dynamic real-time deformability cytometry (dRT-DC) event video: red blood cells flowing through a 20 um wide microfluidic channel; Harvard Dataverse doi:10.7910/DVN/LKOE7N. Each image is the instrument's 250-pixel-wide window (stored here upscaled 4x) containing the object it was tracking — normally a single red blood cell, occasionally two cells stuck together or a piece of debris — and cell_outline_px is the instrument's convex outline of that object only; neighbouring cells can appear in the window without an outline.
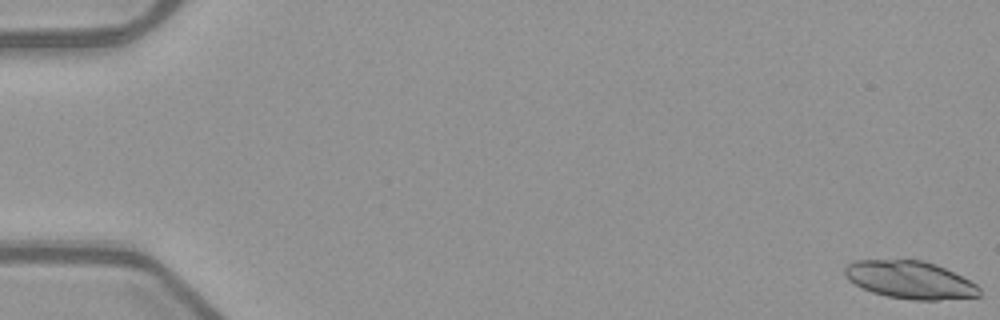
{"species": "common noctule bat (a hibernating species)", "species_latin": "Nyctalus noctula", "temperature_condition": "warm", "stored_images_in_passage": 24, "camera_frame_rate_fps": 3000, "um_per_image_px": 0.085, "animal": {"sex": "female", "body_mass_g": 21.9}, "frame": {"image": 1, "passage_image": 1, "time_ms": 0.0, "image_size_px": [1000, 320], "cell_outline_px": [[980, 296], [936, 300], [912, 300], [888, 296], [872, 292], [848, 280], [844, 276], [844, 268], [848, 264], [856, 260], [920, 260], [936, 264], [976, 284], [980, 288]], "centroid_in_image_um": [77.33, 23.79], "position_along_channel_um": 7.7, "area_um2": 29.25}}
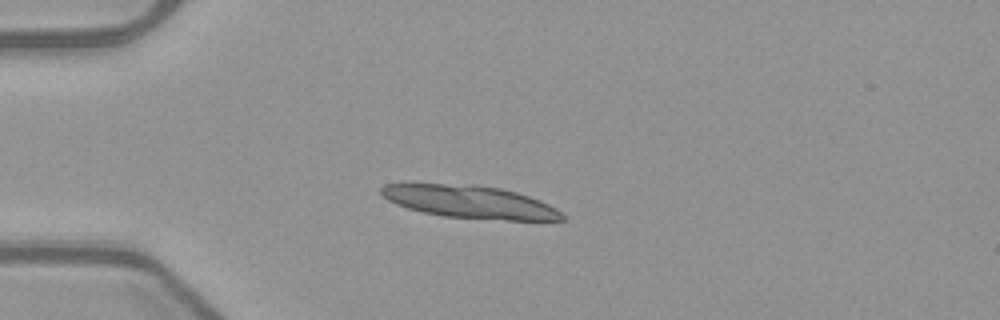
{"frame": {"image": 2, "passage_image": 15, "time_ms": 4.667, "image_size_px": [1000, 320], "cell_outline_px": [[564, 220], [508, 220], [444, 216], [424, 212], [408, 208], [396, 204], [388, 200], [380, 192], [380, 188], [384, 184], [412, 180], [472, 184], [500, 188], [516, 192], [540, 200], [556, 208], [564, 216]], "centroid_in_image_um": [39.8, 17.09], "position_along_channel_um": 45.2, "area_um2": 35.37}}